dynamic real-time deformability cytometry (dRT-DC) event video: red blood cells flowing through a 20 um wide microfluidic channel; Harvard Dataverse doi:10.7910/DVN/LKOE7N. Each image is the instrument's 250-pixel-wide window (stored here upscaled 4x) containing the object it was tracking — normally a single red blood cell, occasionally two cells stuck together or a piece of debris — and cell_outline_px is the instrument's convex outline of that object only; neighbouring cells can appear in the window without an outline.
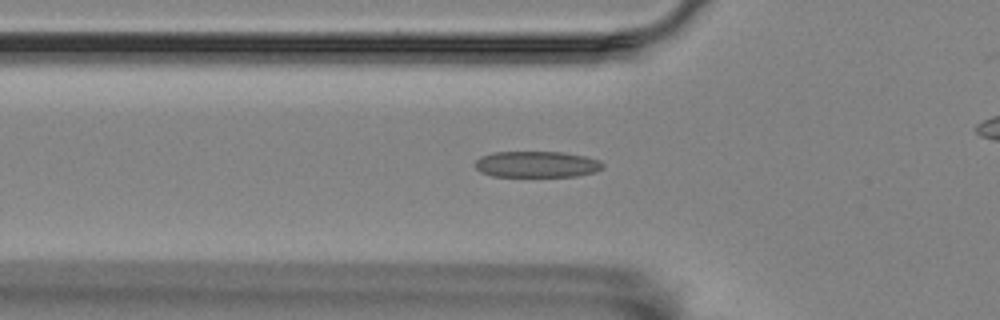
{"species": "Egyptian fruit bat (a non-hibernating species)", "species_latin": "Rousettus aegyptiacus", "temperature_condition": "room temperature", "stored_images_in_passage": 57, "camera_frame_rate_fps": 3000, "um_per_image_px": 0.085, "animal": {"sex": "female"}, "frame": {"image": 1, "passage_image": 19, "time_ms": 6.0, "image_size_px": [1000, 320], "cell_outline_px": [[604, 168], [596, 172], [576, 176], [492, 176], [480, 172], [476, 168], [476, 160], [480, 156], [492, 152], [564, 152], [584, 156], [600, 160], [604, 164]], "centroid_in_image_um": [45.64, 13.96], "position_along_channel_um": 80.2, "area_um2": 19.59}}
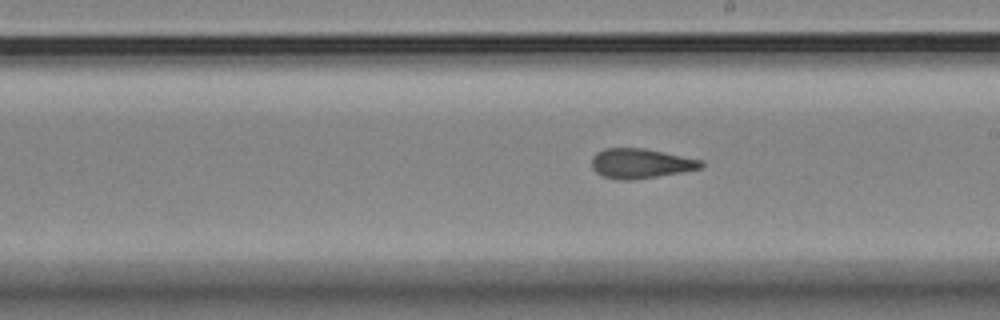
{"frame": {"image": 2, "passage_image": 32, "time_ms": 10.333, "image_size_px": [1000, 320], "cell_outline_px": [[704, 164], [700, 168], [680, 172], [636, 180], [620, 180], [604, 176], [596, 172], [592, 168], [592, 156], [596, 152], [604, 148], [644, 148], [704, 160]], "centroid_in_image_um": [54.44, 13.89], "position_along_channel_um": 234.6, "area_um2": 19.02}}
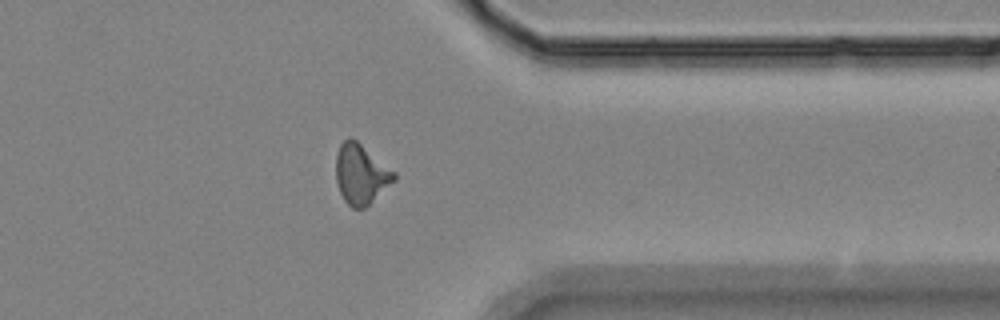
{"frame": {"image": 3, "passage_image": 45, "time_ms": 14.667, "image_size_px": [1000, 320], "cell_outline_px": [[396, 180], [364, 208], [352, 208], [344, 200], [340, 192], [336, 180], [336, 156], [340, 144], [348, 136], [352, 136], [396, 172]], "centroid_in_image_um": [30.68, 14.77], "position_along_channel_um": 380.7, "area_um2": 20.4}, "authors_computed_cell_mechanics": {"area_um2": 19.1896, "velocity_mm_per_s": 3.5302, "shape_relaxation_time_tau1_ms": 9.1378, "shape_relaxation_time_tau2_ms": 1.7456, "deformation_change_tau1": 0.2103, "deformation_change_tau2": 0.1052}}